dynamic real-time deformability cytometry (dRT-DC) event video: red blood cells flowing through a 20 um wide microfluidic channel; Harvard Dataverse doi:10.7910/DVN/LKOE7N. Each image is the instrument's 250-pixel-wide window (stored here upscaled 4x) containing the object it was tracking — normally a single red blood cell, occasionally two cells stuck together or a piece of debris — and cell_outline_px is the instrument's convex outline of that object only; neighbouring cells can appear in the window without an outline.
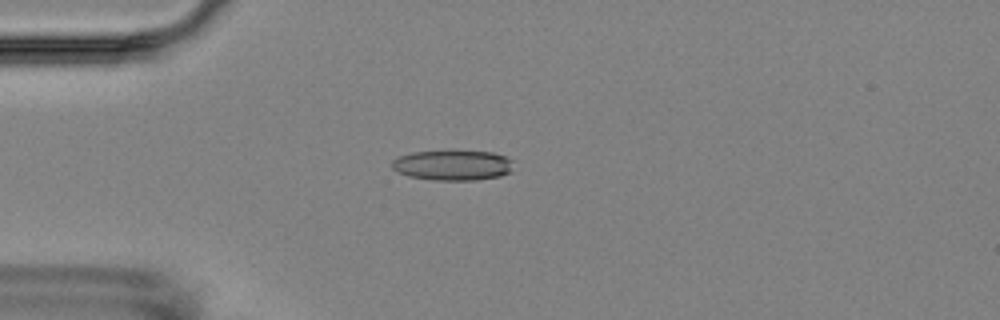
{"species": "Egyptian fruit bat (a non-hibernating species)", "species_latin": "Rousettus aegyptiacus", "temperature_condition": "room temperature", "stored_images_in_passage": 3, "camera_frame_rate_fps": 3000, "um_per_image_px": 0.085, "animal": {"sex": "female"}, "frame": {"image": 1, "passage_image": 3, "time_ms": 2.667, "image_size_px": [1000, 320], "cell_outline_px": [[512, 172], [500, 176], [476, 180], [436, 180], [408, 176], [396, 172], [392, 168], [392, 160], [400, 156], [412, 152], [492, 152], [504, 156], [512, 160]], "centroid_in_image_um": [38.48, 14.06], "position_along_channel_um": 46.5, "area_um2": 21.15}}